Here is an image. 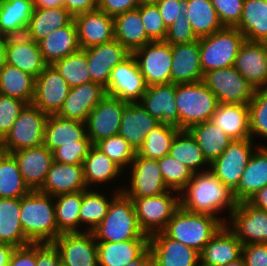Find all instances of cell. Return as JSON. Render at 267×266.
Here are the masks:
<instances>
[{
	"instance_id": "c3c4849f",
	"label": "cell",
	"mask_w": 267,
	"mask_h": 266,
	"mask_svg": "<svg viewBox=\"0 0 267 266\" xmlns=\"http://www.w3.org/2000/svg\"><path fill=\"white\" fill-rule=\"evenodd\" d=\"M180 130L165 123H160L145 137L143 145L136 152L147 159L158 160L169 154L172 141Z\"/></svg>"
},
{
	"instance_id": "ee69618b",
	"label": "cell",
	"mask_w": 267,
	"mask_h": 266,
	"mask_svg": "<svg viewBox=\"0 0 267 266\" xmlns=\"http://www.w3.org/2000/svg\"><path fill=\"white\" fill-rule=\"evenodd\" d=\"M123 187L116 188L109 197L103 195L102 192L94 189H88L83 191V200L79 213V228L81 224L84 226L85 231L92 232L106 216L112 199L119 193L122 192Z\"/></svg>"
},
{
	"instance_id": "f907efd6",
	"label": "cell",
	"mask_w": 267,
	"mask_h": 266,
	"mask_svg": "<svg viewBox=\"0 0 267 266\" xmlns=\"http://www.w3.org/2000/svg\"><path fill=\"white\" fill-rule=\"evenodd\" d=\"M164 183L169 190L181 192L192 179L193 172L169 154L158 159Z\"/></svg>"
},
{
	"instance_id": "ba28073f",
	"label": "cell",
	"mask_w": 267,
	"mask_h": 266,
	"mask_svg": "<svg viewBox=\"0 0 267 266\" xmlns=\"http://www.w3.org/2000/svg\"><path fill=\"white\" fill-rule=\"evenodd\" d=\"M48 116L33 104H27L4 137L6 152L44 145Z\"/></svg>"
},
{
	"instance_id": "7402d4cb",
	"label": "cell",
	"mask_w": 267,
	"mask_h": 266,
	"mask_svg": "<svg viewBox=\"0 0 267 266\" xmlns=\"http://www.w3.org/2000/svg\"><path fill=\"white\" fill-rule=\"evenodd\" d=\"M6 63L37 78L47 64L44 62L39 44L27 37H5Z\"/></svg>"
},
{
	"instance_id": "d6a6232c",
	"label": "cell",
	"mask_w": 267,
	"mask_h": 266,
	"mask_svg": "<svg viewBox=\"0 0 267 266\" xmlns=\"http://www.w3.org/2000/svg\"><path fill=\"white\" fill-rule=\"evenodd\" d=\"M38 44L47 65H52L54 62L78 52L80 46L75 21L54 30Z\"/></svg>"
},
{
	"instance_id": "680465c9",
	"label": "cell",
	"mask_w": 267,
	"mask_h": 266,
	"mask_svg": "<svg viewBox=\"0 0 267 266\" xmlns=\"http://www.w3.org/2000/svg\"><path fill=\"white\" fill-rule=\"evenodd\" d=\"M192 31V26L186 16L174 20L168 27L165 42L174 44H185L197 40Z\"/></svg>"
},
{
	"instance_id": "89a4df30",
	"label": "cell",
	"mask_w": 267,
	"mask_h": 266,
	"mask_svg": "<svg viewBox=\"0 0 267 266\" xmlns=\"http://www.w3.org/2000/svg\"><path fill=\"white\" fill-rule=\"evenodd\" d=\"M14 246L0 242V266H7Z\"/></svg>"
},
{
	"instance_id": "34e18365",
	"label": "cell",
	"mask_w": 267,
	"mask_h": 266,
	"mask_svg": "<svg viewBox=\"0 0 267 266\" xmlns=\"http://www.w3.org/2000/svg\"><path fill=\"white\" fill-rule=\"evenodd\" d=\"M6 153L4 137L0 134V157Z\"/></svg>"
},
{
	"instance_id": "2644e50d",
	"label": "cell",
	"mask_w": 267,
	"mask_h": 266,
	"mask_svg": "<svg viewBox=\"0 0 267 266\" xmlns=\"http://www.w3.org/2000/svg\"><path fill=\"white\" fill-rule=\"evenodd\" d=\"M34 8L62 7L64 0H33Z\"/></svg>"
},
{
	"instance_id": "6da1fadb",
	"label": "cell",
	"mask_w": 267,
	"mask_h": 266,
	"mask_svg": "<svg viewBox=\"0 0 267 266\" xmlns=\"http://www.w3.org/2000/svg\"><path fill=\"white\" fill-rule=\"evenodd\" d=\"M230 190L213 174L207 171L193 173L192 179L180 192V206L189 212L210 214L226 223L218 213L228 209V217L236 207Z\"/></svg>"
},
{
	"instance_id": "be15d7a7",
	"label": "cell",
	"mask_w": 267,
	"mask_h": 266,
	"mask_svg": "<svg viewBox=\"0 0 267 266\" xmlns=\"http://www.w3.org/2000/svg\"><path fill=\"white\" fill-rule=\"evenodd\" d=\"M141 4L140 0H98V9L109 16L125 13L136 9Z\"/></svg>"
},
{
	"instance_id": "5b68a950",
	"label": "cell",
	"mask_w": 267,
	"mask_h": 266,
	"mask_svg": "<svg viewBox=\"0 0 267 266\" xmlns=\"http://www.w3.org/2000/svg\"><path fill=\"white\" fill-rule=\"evenodd\" d=\"M175 104L179 113V130L208 121L217 109L216 95L203 81L176 84Z\"/></svg>"
},
{
	"instance_id": "e7e4bbea",
	"label": "cell",
	"mask_w": 267,
	"mask_h": 266,
	"mask_svg": "<svg viewBox=\"0 0 267 266\" xmlns=\"http://www.w3.org/2000/svg\"><path fill=\"white\" fill-rule=\"evenodd\" d=\"M7 266H36V243L15 247Z\"/></svg>"
},
{
	"instance_id": "603a6c76",
	"label": "cell",
	"mask_w": 267,
	"mask_h": 266,
	"mask_svg": "<svg viewBox=\"0 0 267 266\" xmlns=\"http://www.w3.org/2000/svg\"><path fill=\"white\" fill-rule=\"evenodd\" d=\"M176 84L152 85L146 88L141 105L159 123L179 129V113L175 104Z\"/></svg>"
},
{
	"instance_id": "74e56055",
	"label": "cell",
	"mask_w": 267,
	"mask_h": 266,
	"mask_svg": "<svg viewBox=\"0 0 267 266\" xmlns=\"http://www.w3.org/2000/svg\"><path fill=\"white\" fill-rule=\"evenodd\" d=\"M84 179L88 189L96 187L95 185L104 184L117 180L122 173L123 169L110 159L99 148L93 145L85 159L83 160Z\"/></svg>"
},
{
	"instance_id": "8fae6325",
	"label": "cell",
	"mask_w": 267,
	"mask_h": 266,
	"mask_svg": "<svg viewBox=\"0 0 267 266\" xmlns=\"http://www.w3.org/2000/svg\"><path fill=\"white\" fill-rule=\"evenodd\" d=\"M202 81L219 103L249 104L255 93L253 86L234 66L206 72Z\"/></svg>"
},
{
	"instance_id": "ffe728a7",
	"label": "cell",
	"mask_w": 267,
	"mask_h": 266,
	"mask_svg": "<svg viewBox=\"0 0 267 266\" xmlns=\"http://www.w3.org/2000/svg\"><path fill=\"white\" fill-rule=\"evenodd\" d=\"M80 49L110 42L114 36V17L96 9L74 17Z\"/></svg>"
},
{
	"instance_id": "1f68e13d",
	"label": "cell",
	"mask_w": 267,
	"mask_h": 266,
	"mask_svg": "<svg viewBox=\"0 0 267 266\" xmlns=\"http://www.w3.org/2000/svg\"><path fill=\"white\" fill-rule=\"evenodd\" d=\"M210 121L233 140L251 138L248 104L219 103Z\"/></svg>"
},
{
	"instance_id": "db71d44e",
	"label": "cell",
	"mask_w": 267,
	"mask_h": 266,
	"mask_svg": "<svg viewBox=\"0 0 267 266\" xmlns=\"http://www.w3.org/2000/svg\"><path fill=\"white\" fill-rule=\"evenodd\" d=\"M137 9L143 22L147 36L152 41H164L167 27L156 4H140Z\"/></svg>"
},
{
	"instance_id": "8c879c8a",
	"label": "cell",
	"mask_w": 267,
	"mask_h": 266,
	"mask_svg": "<svg viewBox=\"0 0 267 266\" xmlns=\"http://www.w3.org/2000/svg\"><path fill=\"white\" fill-rule=\"evenodd\" d=\"M6 64L5 37H0V68Z\"/></svg>"
},
{
	"instance_id": "d6986e66",
	"label": "cell",
	"mask_w": 267,
	"mask_h": 266,
	"mask_svg": "<svg viewBox=\"0 0 267 266\" xmlns=\"http://www.w3.org/2000/svg\"><path fill=\"white\" fill-rule=\"evenodd\" d=\"M149 249L154 266H196L200 262L199 252L169 238L163 231L149 236Z\"/></svg>"
},
{
	"instance_id": "7dc6e473",
	"label": "cell",
	"mask_w": 267,
	"mask_h": 266,
	"mask_svg": "<svg viewBox=\"0 0 267 266\" xmlns=\"http://www.w3.org/2000/svg\"><path fill=\"white\" fill-rule=\"evenodd\" d=\"M32 190L25 183L18 162L12 153L0 157V198H19Z\"/></svg>"
},
{
	"instance_id": "9f6ffc18",
	"label": "cell",
	"mask_w": 267,
	"mask_h": 266,
	"mask_svg": "<svg viewBox=\"0 0 267 266\" xmlns=\"http://www.w3.org/2000/svg\"><path fill=\"white\" fill-rule=\"evenodd\" d=\"M26 105L27 103L20 99L0 94V134L3 137L10 131Z\"/></svg>"
},
{
	"instance_id": "b9fcfbb0",
	"label": "cell",
	"mask_w": 267,
	"mask_h": 266,
	"mask_svg": "<svg viewBox=\"0 0 267 266\" xmlns=\"http://www.w3.org/2000/svg\"><path fill=\"white\" fill-rule=\"evenodd\" d=\"M196 266H206V265H203L201 262H199Z\"/></svg>"
},
{
	"instance_id": "9a60e30c",
	"label": "cell",
	"mask_w": 267,
	"mask_h": 266,
	"mask_svg": "<svg viewBox=\"0 0 267 266\" xmlns=\"http://www.w3.org/2000/svg\"><path fill=\"white\" fill-rule=\"evenodd\" d=\"M52 243L62 266H98L97 242L92 232L63 233Z\"/></svg>"
},
{
	"instance_id": "753ad0ef",
	"label": "cell",
	"mask_w": 267,
	"mask_h": 266,
	"mask_svg": "<svg viewBox=\"0 0 267 266\" xmlns=\"http://www.w3.org/2000/svg\"><path fill=\"white\" fill-rule=\"evenodd\" d=\"M224 266H245V262L241 256L239 259L232 261Z\"/></svg>"
},
{
	"instance_id": "94428289",
	"label": "cell",
	"mask_w": 267,
	"mask_h": 266,
	"mask_svg": "<svg viewBox=\"0 0 267 266\" xmlns=\"http://www.w3.org/2000/svg\"><path fill=\"white\" fill-rule=\"evenodd\" d=\"M242 258L245 266H267V243L244 244Z\"/></svg>"
},
{
	"instance_id": "a7ac6f4b",
	"label": "cell",
	"mask_w": 267,
	"mask_h": 266,
	"mask_svg": "<svg viewBox=\"0 0 267 266\" xmlns=\"http://www.w3.org/2000/svg\"><path fill=\"white\" fill-rule=\"evenodd\" d=\"M125 266H154L149 247L137 259L127 263Z\"/></svg>"
},
{
	"instance_id": "f35d334b",
	"label": "cell",
	"mask_w": 267,
	"mask_h": 266,
	"mask_svg": "<svg viewBox=\"0 0 267 266\" xmlns=\"http://www.w3.org/2000/svg\"><path fill=\"white\" fill-rule=\"evenodd\" d=\"M21 199L0 198V242L14 247L31 244L20 222Z\"/></svg>"
},
{
	"instance_id": "11e5206c",
	"label": "cell",
	"mask_w": 267,
	"mask_h": 266,
	"mask_svg": "<svg viewBox=\"0 0 267 266\" xmlns=\"http://www.w3.org/2000/svg\"><path fill=\"white\" fill-rule=\"evenodd\" d=\"M141 4H157L160 0H140Z\"/></svg>"
},
{
	"instance_id": "4fadbf2b",
	"label": "cell",
	"mask_w": 267,
	"mask_h": 266,
	"mask_svg": "<svg viewBox=\"0 0 267 266\" xmlns=\"http://www.w3.org/2000/svg\"><path fill=\"white\" fill-rule=\"evenodd\" d=\"M147 85L139 70L136 58L131 54L112 71L106 94L127 103L140 102Z\"/></svg>"
},
{
	"instance_id": "7c38bea8",
	"label": "cell",
	"mask_w": 267,
	"mask_h": 266,
	"mask_svg": "<svg viewBox=\"0 0 267 266\" xmlns=\"http://www.w3.org/2000/svg\"><path fill=\"white\" fill-rule=\"evenodd\" d=\"M225 225L244 244L267 243V211L238 202Z\"/></svg>"
},
{
	"instance_id": "681fc988",
	"label": "cell",
	"mask_w": 267,
	"mask_h": 266,
	"mask_svg": "<svg viewBox=\"0 0 267 266\" xmlns=\"http://www.w3.org/2000/svg\"><path fill=\"white\" fill-rule=\"evenodd\" d=\"M70 88L92 82L87 65V54L80 49L52 64Z\"/></svg>"
},
{
	"instance_id": "30bf717a",
	"label": "cell",
	"mask_w": 267,
	"mask_h": 266,
	"mask_svg": "<svg viewBox=\"0 0 267 266\" xmlns=\"http://www.w3.org/2000/svg\"><path fill=\"white\" fill-rule=\"evenodd\" d=\"M132 55L148 86L171 83L172 45L151 41L136 49Z\"/></svg>"
},
{
	"instance_id": "7bdbcfd3",
	"label": "cell",
	"mask_w": 267,
	"mask_h": 266,
	"mask_svg": "<svg viewBox=\"0 0 267 266\" xmlns=\"http://www.w3.org/2000/svg\"><path fill=\"white\" fill-rule=\"evenodd\" d=\"M0 94L32 104L35 77L6 63L0 68Z\"/></svg>"
},
{
	"instance_id": "44dd1931",
	"label": "cell",
	"mask_w": 267,
	"mask_h": 266,
	"mask_svg": "<svg viewBox=\"0 0 267 266\" xmlns=\"http://www.w3.org/2000/svg\"><path fill=\"white\" fill-rule=\"evenodd\" d=\"M234 67L255 90L267 88V50L263 42L245 40L239 48Z\"/></svg>"
},
{
	"instance_id": "836d02e7",
	"label": "cell",
	"mask_w": 267,
	"mask_h": 266,
	"mask_svg": "<svg viewBox=\"0 0 267 266\" xmlns=\"http://www.w3.org/2000/svg\"><path fill=\"white\" fill-rule=\"evenodd\" d=\"M33 0H0V37L25 35Z\"/></svg>"
},
{
	"instance_id": "d590c367",
	"label": "cell",
	"mask_w": 267,
	"mask_h": 266,
	"mask_svg": "<svg viewBox=\"0 0 267 266\" xmlns=\"http://www.w3.org/2000/svg\"><path fill=\"white\" fill-rule=\"evenodd\" d=\"M74 17L62 7L34 8L25 35L39 43L51 32L70 24Z\"/></svg>"
},
{
	"instance_id": "8992f818",
	"label": "cell",
	"mask_w": 267,
	"mask_h": 266,
	"mask_svg": "<svg viewBox=\"0 0 267 266\" xmlns=\"http://www.w3.org/2000/svg\"><path fill=\"white\" fill-rule=\"evenodd\" d=\"M244 41V35L235 27H224L209 36L199 38L203 74L234 66L239 48Z\"/></svg>"
},
{
	"instance_id": "6125c7cd",
	"label": "cell",
	"mask_w": 267,
	"mask_h": 266,
	"mask_svg": "<svg viewBox=\"0 0 267 266\" xmlns=\"http://www.w3.org/2000/svg\"><path fill=\"white\" fill-rule=\"evenodd\" d=\"M36 266H62L60 254L53 243H36Z\"/></svg>"
},
{
	"instance_id": "ac0fdd59",
	"label": "cell",
	"mask_w": 267,
	"mask_h": 266,
	"mask_svg": "<svg viewBox=\"0 0 267 266\" xmlns=\"http://www.w3.org/2000/svg\"><path fill=\"white\" fill-rule=\"evenodd\" d=\"M92 82L104 88L108 86L112 69L131 53L117 40L84 49Z\"/></svg>"
},
{
	"instance_id": "b9f144b4",
	"label": "cell",
	"mask_w": 267,
	"mask_h": 266,
	"mask_svg": "<svg viewBox=\"0 0 267 266\" xmlns=\"http://www.w3.org/2000/svg\"><path fill=\"white\" fill-rule=\"evenodd\" d=\"M185 16L197 38L224 28L210 0H185Z\"/></svg>"
},
{
	"instance_id": "003e7915",
	"label": "cell",
	"mask_w": 267,
	"mask_h": 266,
	"mask_svg": "<svg viewBox=\"0 0 267 266\" xmlns=\"http://www.w3.org/2000/svg\"><path fill=\"white\" fill-rule=\"evenodd\" d=\"M248 202L258 209L267 211V185L260 189Z\"/></svg>"
},
{
	"instance_id": "e0dca14e",
	"label": "cell",
	"mask_w": 267,
	"mask_h": 266,
	"mask_svg": "<svg viewBox=\"0 0 267 266\" xmlns=\"http://www.w3.org/2000/svg\"><path fill=\"white\" fill-rule=\"evenodd\" d=\"M70 86L61 74L47 65L35 78V94L32 104L48 115L57 114L62 108Z\"/></svg>"
},
{
	"instance_id": "bcb514c9",
	"label": "cell",
	"mask_w": 267,
	"mask_h": 266,
	"mask_svg": "<svg viewBox=\"0 0 267 266\" xmlns=\"http://www.w3.org/2000/svg\"><path fill=\"white\" fill-rule=\"evenodd\" d=\"M58 231L63 233L84 232L79 229V213L83 191L53 196Z\"/></svg>"
},
{
	"instance_id": "7a4b0ae2",
	"label": "cell",
	"mask_w": 267,
	"mask_h": 266,
	"mask_svg": "<svg viewBox=\"0 0 267 266\" xmlns=\"http://www.w3.org/2000/svg\"><path fill=\"white\" fill-rule=\"evenodd\" d=\"M20 222L31 243H52L61 235L56 224L53 196L38 190L21 198Z\"/></svg>"
},
{
	"instance_id": "f1b7e54d",
	"label": "cell",
	"mask_w": 267,
	"mask_h": 266,
	"mask_svg": "<svg viewBox=\"0 0 267 266\" xmlns=\"http://www.w3.org/2000/svg\"><path fill=\"white\" fill-rule=\"evenodd\" d=\"M256 151L251 155L237 189L232 193L236 202L248 201L267 185V146L255 144Z\"/></svg>"
},
{
	"instance_id": "f5cc1de1",
	"label": "cell",
	"mask_w": 267,
	"mask_h": 266,
	"mask_svg": "<svg viewBox=\"0 0 267 266\" xmlns=\"http://www.w3.org/2000/svg\"><path fill=\"white\" fill-rule=\"evenodd\" d=\"M248 105L251 138L267 140V88L256 89Z\"/></svg>"
},
{
	"instance_id": "8d00e7d4",
	"label": "cell",
	"mask_w": 267,
	"mask_h": 266,
	"mask_svg": "<svg viewBox=\"0 0 267 266\" xmlns=\"http://www.w3.org/2000/svg\"><path fill=\"white\" fill-rule=\"evenodd\" d=\"M114 36L131 54L152 41L146 34L137 8L114 17Z\"/></svg>"
},
{
	"instance_id": "4316f807",
	"label": "cell",
	"mask_w": 267,
	"mask_h": 266,
	"mask_svg": "<svg viewBox=\"0 0 267 266\" xmlns=\"http://www.w3.org/2000/svg\"><path fill=\"white\" fill-rule=\"evenodd\" d=\"M243 244L223 224L206 243L200 253V262L206 266H224L242 256Z\"/></svg>"
},
{
	"instance_id": "5bb4252c",
	"label": "cell",
	"mask_w": 267,
	"mask_h": 266,
	"mask_svg": "<svg viewBox=\"0 0 267 266\" xmlns=\"http://www.w3.org/2000/svg\"><path fill=\"white\" fill-rule=\"evenodd\" d=\"M129 167L130 185L127 184L129 187L122 190L129 198L158 196L169 191L164 183L158 160L147 159L136 153Z\"/></svg>"
},
{
	"instance_id": "d4e9b609",
	"label": "cell",
	"mask_w": 267,
	"mask_h": 266,
	"mask_svg": "<svg viewBox=\"0 0 267 266\" xmlns=\"http://www.w3.org/2000/svg\"><path fill=\"white\" fill-rule=\"evenodd\" d=\"M20 173L31 190H39L44 184L47 173L54 162L53 152L45 145L12 152Z\"/></svg>"
},
{
	"instance_id": "52a82bcc",
	"label": "cell",
	"mask_w": 267,
	"mask_h": 266,
	"mask_svg": "<svg viewBox=\"0 0 267 266\" xmlns=\"http://www.w3.org/2000/svg\"><path fill=\"white\" fill-rule=\"evenodd\" d=\"M131 199L139 225L148 236L163 231L180 207V193L173 190L158 196Z\"/></svg>"
},
{
	"instance_id": "f546056e",
	"label": "cell",
	"mask_w": 267,
	"mask_h": 266,
	"mask_svg": "<svg viewBox=\"0 0 267 266\" xmlns=\"http://www.w3.org/2000/svg\"><path fill=\"white\" fill-rule=\"evenodd\" d=\"M160 123L153 118L140 102L127 103L123 109L119 135L137 152L148 133Z\"/></svg>"
},
{
	"instance_id": "4dcf8cb0",
	"label": "cell",
	"mask_w": 267,
	"mask_h": 266,
	"mask_svg": "<svg viewBox=\"0 0 267 266\" xmlns=\"http://www.w3.org/2000/svg\"><path fill=\"white\" fill-rule=\"evenodd\" d=\"M80 140H91L87 136L86 122L67 119L56 114L48 116L44 145L51 152L63 144H77Z\"/></svg>"
},
{
	"instance_id": "816d5d0a",
	"label": "cell",
	"mask_w": 267,
	"mask_h": 266,
	"mask_svg": "<svg viewBox=\"0 0 267 266\" xmlns=\"http://www.w3.org/2000/svg\"><path fill=\"white\" fill-rule=\"evenodd\" d=\"M95 146L118 164L124 171L125 168H129L136 155L134 148L119 134L104 138L97 142Z\"/></svg>"
},
{
	"instance_id": "2a66077c",
	"label": "cell",
	"mask_w": 267,
	"mask_h": 266,
	"mask_svg": "<svg viewBox=\"0 0 267 266\" xmlns=\"http://www.w3.org/2000/svg\"><path fill=\"white\" fill-rule=\"evenodd\" d=\"M264 45H265V48L267 50V38L263 41Z\"/></svg>"
},
{
	"instance_id": "ab89813d",
	"label": "cell",
	"mask_w": 267,
	"mask_h": 266,
	"mask_svg": "<svg viewBox=\"0 0 267 266\" xmlns=\"http://www.w3.org/2000/svg\"><path fill=\"white\" fill-rule=\"evenodd\" d=\"M250 42L267 38V0H244L239 23L235 26Z\"/></svg>"
},
{
	"instance_id": "9c48e42d",
	"label": "cell",
	"mask_w": 267,
	"mask_h": 266,
	"mask_svg": "<svg viewBox=\"0 0 267 266\" xmlns=\"http://www.w3.org/2000/svg\"><path fill=\"white\" fill-rule=\"evenodd\" d=\"M252 138L233 140L224 152L210 164L213 174L233 193L251 155L256 150Z\"/></svg>"
},
{
	"instance_id": "e575fe53",
	"label": "cell",
	"mask_w": 267,
	"mask_h": 266,
	"mask_svg": "<svg viewBox=\"0 0 267 266\" xmlns=\"http://www.w3.org/2000/svg\"><path fill=\"white\" fill-rule=\"evenodd\" d=\"M149 247V239L97 242L98 266H125Z\"/></svg>"
},
{
	"instance_id": "91938a15",
	"label": "cell",
	"mask_w": 267,
	"mask_h": 266,
	"mask_svg": "<svg viewBox=\"0 0 267 266\" xmlns=\"http://www.w3.org/2000/svg\"><path fill=\"white\" fill-rule=\"evenodd\" d=\"M156 5L167 28L185 16V0H160Z\"/></svg>"
},
{
	"instance_id": "11a10c76",
	"label": "cell",
	"mask_w": 267,
	"mask_h": 266,
	"mask_svg": "<svg viewBox=\"0 0 267 266\" xmlns=\"http://www.w3.org/2000/svg\"><path fill=\"white\" fill-rule=\"evenodd\" d=\"M92 146L91 140H80L77 141V144H63L53 151L54 161L73 165L83 164V160Z\"/></svg>"
},
{
	"instance_id": "03108f58",
	"label": "cell",
	"mask_w": 267,
	"mask_h": 266,
	"mask_svg": "<svg viewBox=\"0 0 267 266\" xmlns=\"http://www.w3.org/2000/svg\"><path fill=\"white\" fill-rule=\"evenodd\" d=\"M63 6L75 17L98 9V0H64Z\"/></svg>"
},
{
	"instance_id": "2e32d148",
	"label": "cell",
	"mask_w": 267,
	"mask_h": 266,
	"mask_svg": "<svg viewBox=\"0 0 267 266\" xmlns=\"http://www.w3.org/2000/svg\"><path fill=\"white\" fill-rule=\"evenodd\" d=\"M127 102L106 95L88 115L86 126L87 136L93 145L104 138L119 133L122 112Z\"/></svg>"
},
{
	"instance_id": "83f0119b",
	"label": "cell",
	"mask_w": 267,
	"mask_h": 266,
	"mask_svg": "<svg viewBox=\"0 0 267 266\" xmlns=\"http://www.w3.org/2000/svg\"><path fill=\"white\" fill-rule=\"evenodd\" d=\"M88 190L82 164L53 162L39 192L51 196Z\"/></svg>"
},
{
	"instance_id": "484cf974",
	"label": "cell",
	"mask_w": 267,
	"mask_h": 266,
	"mask_svg": "<svg viewBox=\"0 0 267 266\" xmlns=\"http://www.w3.org/2000/svg\"><path fill=\"white\" fill-rule=\"evenodd\" d=\"M199 38L185 44L172 45L171 83H195L203 80Z\"/></svg>"
},
{
	"instance_id": "3957f363",
	"label": "cell",
	"mask_w": 267,
	"mask_h": 266,
	"mask_svg": "<svg viewBox=\"0 0 267 266\" xmlns=\"http://www.w3.org/2000/svg\"><path fill=\"white\" fill-rule=\"evenodd\" d=\"M92 233L96 242L149 239L139 225L132 199L123 192L112 199L106 216Z\"/></svg>"
},
{
	"instance_id": "277c9868",
	"label": "cell",
	"mask_w": 267,
	"mask_h": 266,
	"mask_svg": "<svg viewBox=\"0 0 267 266\" xmlns=\"http://www.w3.org/2000/svg\"><path fill=\"white\" fill-rule=\"evenodd\" d=\"M222 225L223 223L215 216L189 212L180 206L163 232L169 238L201 253L206 243Z\"/></svg>"
},
{
	"instance_id": "6f0895ef",
	"label": "cell",
	"mask_w": 267,
	"mask_h": 266,
	"mask_svg": "<svg viewBox=\"0 0 267 266\" xmlns=\"http://www.w3.org/2000/svg\"><path fill=\"white\" fill-rule=\"evenodd\" d=\"M224 27H235L241 17L244 0H210Z\"/></svg>"
},
{
	"instance_id": "cb8c5ba5",
	"label": "cell",
	"mask_w": 267,
	"mask_h": 266,
	"mask_svg": "<svg viewBox=\"0 0 267 266\" xmlns=\"http://www.w3.org/2000/svg\"><path fill=\"white\" fill-rule=\"evenodd\" d=\"M106 89L98 83L89 82L70 88L58 116L86 122L92 109L106 96Z\"/></svg>"
},
{
	"instance_id": "60d3db41",
	"label": "cell",
	"mask_w": 267,
	"mask_h": 266,
	"mask_svg": "<svg viewBox=\"0 0 267 266\" xmlns=\"http://www.w3.org/2000/svg\"><path fill=\"white\" fill-rule=\"evenodd\" d=\"M188 131L197 141L209 164L216 160L233 141L210 120L191 126Z\"/></svg>"
},
{
	"instance_id": "f6af8a7d",
	"label": "cell",
	"mask_w": 267,
	"mask_h": 266,
	"mask_svg": "<svg viewBox=\"0 0 267 266\" xmlns=\"http://www.w3.org/2000/svg\"><path fill=\"white\" fill-rule=\"evenodd\" d=\"M169 155L176 158L193 173L203 172L210 169V164L203 156L197 141L188 130H180L175 135L169 150Z\"/></svg>"
}]
</instances>
